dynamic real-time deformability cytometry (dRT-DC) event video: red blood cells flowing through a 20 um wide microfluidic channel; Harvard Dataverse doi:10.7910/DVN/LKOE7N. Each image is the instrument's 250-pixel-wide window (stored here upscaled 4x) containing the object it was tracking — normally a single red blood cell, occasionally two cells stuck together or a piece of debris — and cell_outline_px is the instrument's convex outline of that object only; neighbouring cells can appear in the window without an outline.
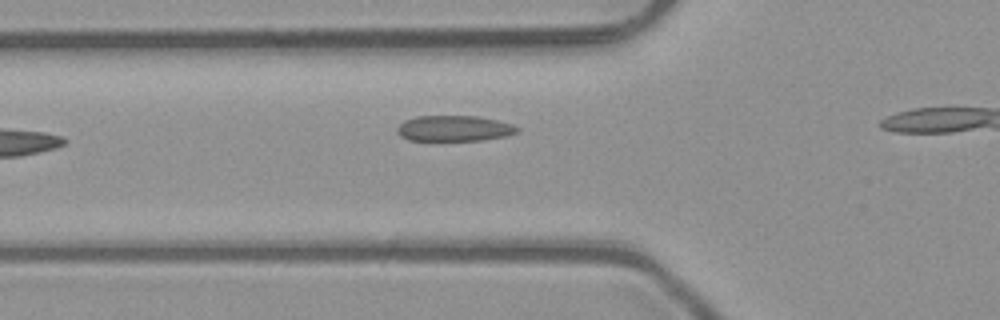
{"species": "common noctule bat (a hibernating species)", "species_latin": "Nyctalus noctula", "temperature_condition": "room temperature", "stored_images_in_passage": 3, "camera_frame_rate_fps": 3000, "um_per_image_px": 0.085, "animal": {"sex": "male", "body_mass_g": 23.1, "forearm_length_mm": 52.7}, "frame": {"image": 1, "passage_image": 2, "time_ms": 0.333, "image_size_px": [1000, 320], "cell_outline_px": [[520, 128], [516, 132], [504, 136], [480, 140], [408, 140], [400, 136], [396, 132], [396, 128], [404, 120], [416, 116], [476, 116], [496, 120], [512, 124]], "centroid_in_image_um": [38.55, 10.91], "position_along_channel_um": 87.3, "area_um2": 17.86}}